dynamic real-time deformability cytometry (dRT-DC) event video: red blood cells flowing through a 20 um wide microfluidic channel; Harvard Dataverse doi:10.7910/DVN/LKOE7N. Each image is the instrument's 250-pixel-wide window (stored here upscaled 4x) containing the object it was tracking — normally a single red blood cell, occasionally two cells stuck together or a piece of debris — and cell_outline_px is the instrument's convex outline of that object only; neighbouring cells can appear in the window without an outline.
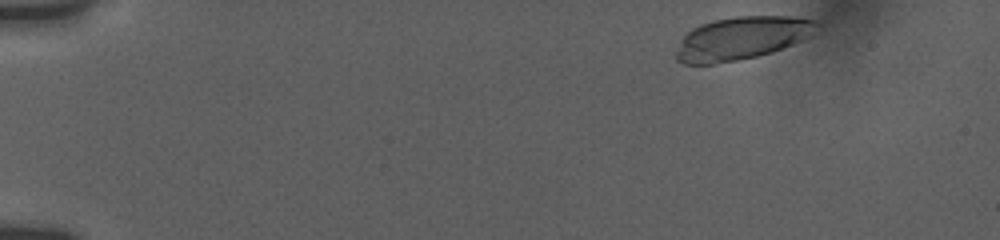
{"species": "human", "species_latin": "Homo sapiens", "temperature_condition": "room temperature", "stored_images_in_passage": 13, "camera_frame_rate_fps": 3000, "um_per_image_px": 0.085, "donor": {"sex": "female"}, "frame": {"image": 1, "passage_image": 1, "time_ms": 0.0, "image_size_px": [1000, 240], "cell_outline_px": [[820, 24], [800, 40], [792, 44], [772, 52], [756, 56], [736, 60], [712, 64], [684, 64], [676, 60], [676, 52], [680, 40], [692, 28], [700, 24], [712, 20], [736, 16], [796, 16], [816, 20]], "centroid_in_image_um": [62.98, 3.23], "position_along_channel_um": 22.0, "area_um2": 34.91}}